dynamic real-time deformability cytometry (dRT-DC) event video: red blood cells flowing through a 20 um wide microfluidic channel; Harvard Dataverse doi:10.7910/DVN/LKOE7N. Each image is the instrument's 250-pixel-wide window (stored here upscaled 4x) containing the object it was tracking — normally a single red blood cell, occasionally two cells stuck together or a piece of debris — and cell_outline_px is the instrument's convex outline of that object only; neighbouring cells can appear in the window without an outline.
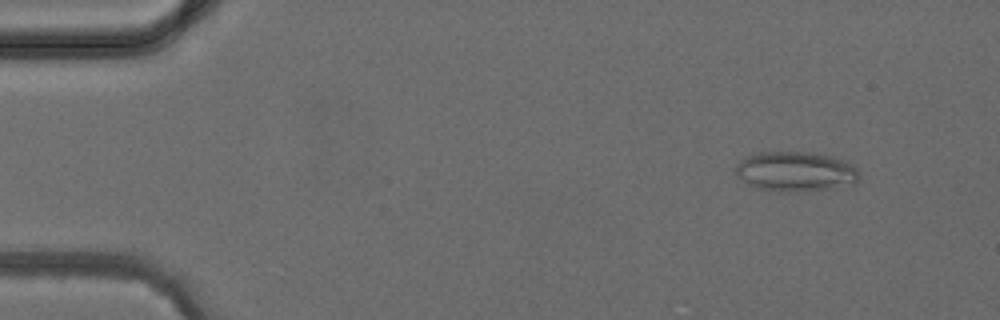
{"species": "common noctule bat (a hibernating species)", "species_latin": "Nyctalus noctula", "temperature_condition": "cold", "stored_images_in_passage": 5, "camera_frame_rate_fps": 3000, "um_per_image_px": 0.085, "animal": {"sex": "female", "body_mass_g": 24.6, "forearm_length_mm": 56.2}, "frame": {"image": 1, "passage_image": 2, "time_ms": 1.0, "image_size_px": [1000, 320], "cell_outline_px": [[860, 172], [856, 180], [852, 184], [832, 188], [804, 192], [780, 192], [760, 188], [748, 184], [736, 176], [736, 168], [740, 160], [756, 152], [808, 152], [832, 156], [844, 160], [852, 164]], "centroid_in_image_um": [67.62, 14.58], "position_along_channel_um": 17.4, "area_um2": 28.78}}
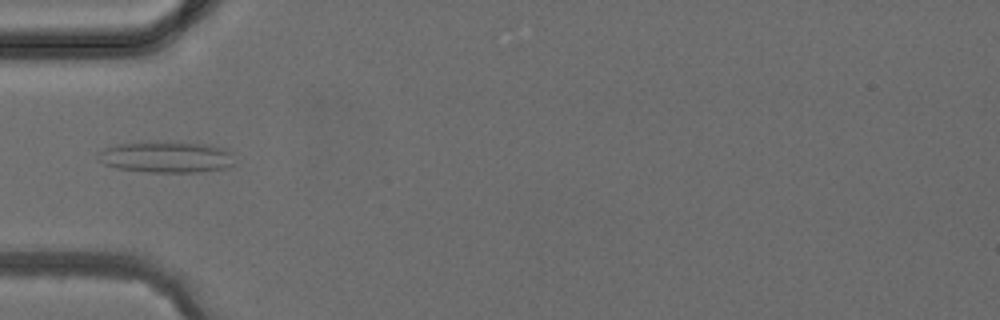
{"frame": {"image": 2, "passage_image": 5, "time_ms": 4.333, "image_size_px": [1000, 320], "cell_outline_px": [[236, 164], [228, 168], [196, 172], [148, 172], [116, 168], [104, 164], [96, 156], [104, 148], [116, 144], [144, 140], [156, 140], [208, 144], [224, 148], [232, 152]], "centroid_in_image_um": [14.16, 13.32], "position_along_channel_um": 70.8, "area_um2": 25.72}}